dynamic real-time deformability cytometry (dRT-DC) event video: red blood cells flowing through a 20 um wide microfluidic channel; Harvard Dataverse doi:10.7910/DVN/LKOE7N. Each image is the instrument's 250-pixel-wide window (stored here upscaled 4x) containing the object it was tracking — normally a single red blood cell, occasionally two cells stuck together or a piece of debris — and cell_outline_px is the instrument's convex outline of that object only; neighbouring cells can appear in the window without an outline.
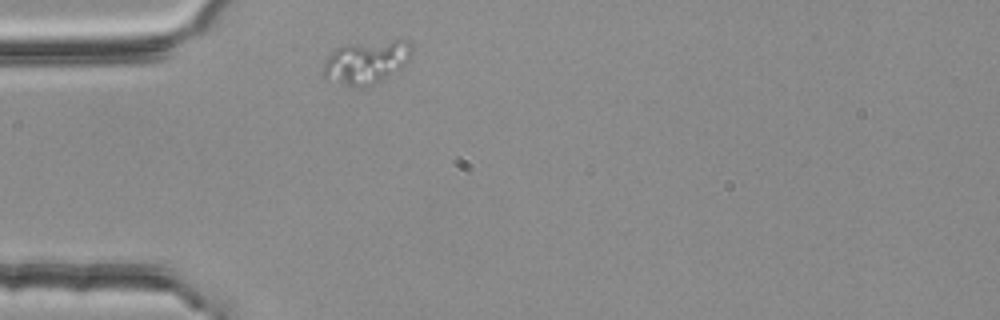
{"species": "common noctule bat (a hibernating species)", "species_latin": "Nyctalus noctula", "temperature_condition": "room temperature", "stored_images_in_passage": 1, "camera_frame_rate_fps": 3000, "um_per_image_px": 0.085, "animal": {"sex": "female", "body_mass_g": 25.1}, "frame": {"image": 1, "passage_image": 1, "time_ms": 0.0, "image_size_px": [1000, 320], "cell_outline_px": [[412, 56], [400, 68], [380, 80], [372, 84], [348, 84], [324, 80], [320, 76], [320, 72], [324, 60], [336, 48], [344, 44], [396, 40], [408, 40], [412, 44]], "centroid_in_image_um": [31.08, 5.23], "position_along_channel_um": 53.9, "area_um2": 22.14}}